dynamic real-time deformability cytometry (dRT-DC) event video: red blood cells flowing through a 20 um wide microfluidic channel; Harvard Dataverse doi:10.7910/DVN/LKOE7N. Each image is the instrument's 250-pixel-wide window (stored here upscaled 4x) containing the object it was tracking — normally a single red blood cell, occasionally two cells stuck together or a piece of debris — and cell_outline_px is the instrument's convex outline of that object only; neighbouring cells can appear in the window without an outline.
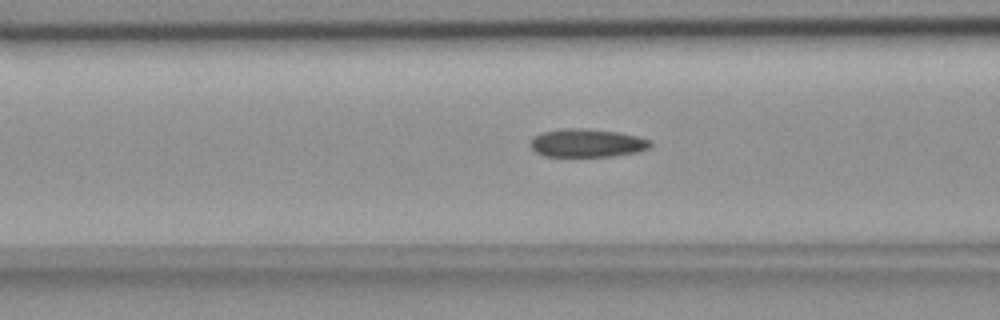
{"species": "common noctule bat (a hibernating species)", "species_latin": "Nyctalus noctula", "temperature_condition": "room temperature", "stored_images_in_passage": 55, "camera_frame_rate_fps": 3000, "um_per_image_px": 0.085, "animal": {"sex": "female", "body_mass_g": 18.4}, "frame": {"image": 1, "passage_image": 22, "time_ms": 7.0, "image_size_px": [1000, 320], "cell_outline_px": [[652, 144], [648, 148], [636, 152], [612, 156], [544, 156], [536, 152], [528, 144], [536, 136], [544, 132], [564, 128], [580, 128], [616, 132], [636, 136], [652, 140]], "centroid_in_image_um": [49.9, 12.16], "position_along_channel_um": 116.7, "area_um2": 19.48}}
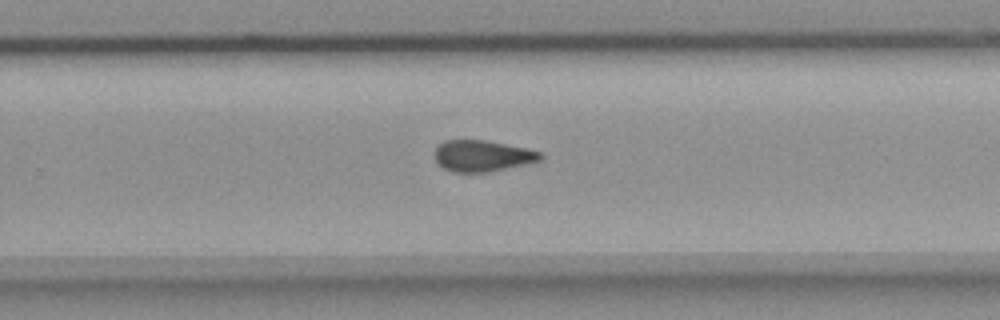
{"frame": {"image": 2, "passage_image": 36, "time_ms": 11.667, "image_size_px": [1000, 320], "cell_outline_px": [[544, 160], [488, 172], [452, 172], [444, 168], [436, 160], [436, 148], [444, 140], [484, 140], [528, 148], [540, 152], [544, 156]], "centroid_in_image_um": [41.05, 13.25], "position_along_channel_um": 288.7, "area_um2": 19.19}}
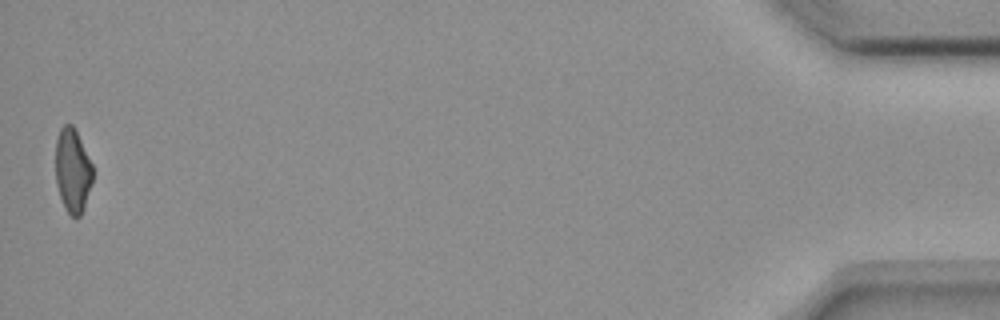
{"frame": {"image": 3, "passage_image": 55, "time_ms": 18.0, "image_size_px": [1000, 320], "cell_outline_px": [[92, 180], [84, 208], [80, 216], [72, 216], [68, 212], [60, 196], [56, 184], [56, 140], [60, 128], [64, 124], [72, 124], [92, 164]], "centroid_in_image_um": [6.16, 14.48], "position_along_channel_um": 429.0, "area_um2": 17.8}, "authors_computed_cell_mechanics": {"area_um2": 19.5364, "velocity_mm_per_s": 3.6982, "shape_relaxation_time_tau1_ms": null, "shape_relaxation_time_tau2_ms": 7.3965, "deformation_change_tau1": null, "deformation_change_tau2": 0.1423}}